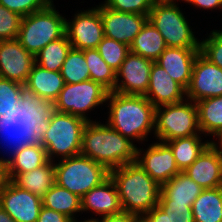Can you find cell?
Wrapping results in <instances>:
<instances>
[{"label": "cell", "instance_id": "cell-1", "mask_svg": "<svg viewBox=\"0 0 222 222\" xmlns=\"http://www.w3.org/2000/svg\"><path fill=\"white\" fill-rule=\"evenodd\" d=\"M87 123L80 117L43 107L34 110L28 131L45 148L48 159L54 162L55 156L65 159L80 155Z\"/></svg>", "mask_w": 222, "mask_h": 222}, {"label": "cell", "instance_id": "cell-2", "mask_svg": "<svg viewBox=\"0 0 222 222\" xmlns=\"http://www.w3.org/2000/svg\"><path fill=\"white\" fill-rule=\"evenodd\" d=\"M80 154L111 171L135 162L137 147L108 124L92 121L83 130Z\"/></svg>", "mask_w": 222, "mask_h": 222}, {"label": "cell", "instance_id": "cell-3", "mask_svg": "<svg viewBox=\"0 0 222 222\" xmlns=\"http://www.w3.org/2000/svg\"><path fill=\"white\" fill-rule=\"evenodd\" d=\"M107 124L130 140L144 141L155 129L156 107L145 97L109 92Z\"/></svg>", "mask_w": 222, "mask_h": 222}, {"label": "cell", "instance_id": "cell-4", "mask_svg": "<svg viewBox=\"0 0 222 222\" xmlns=\"http://www.w3.org/2000/svg\"><path fill=\"white\" fill-rule=\"evenodd\" d=\"M116 185L123 211L141 218L158 205L161 186L137 163H127L109 171Z\"/></svg>", "mask_w": 222, "mask_h": 222}, {"label": "cell", "instance_id": "cell-5", "mask_svg": "<svg viewBox=\"0 0 222 222\" xmlns=\"http://www.w3.org/2000/svg\"><path fill=\"white\" fill-rule=\"evenodd\" d=\"M50 2L44 9L22 17L17 39L32 55L65 34L66 19Z\"/></svg>", "mask_w": 222, "mask_h": 222}, {"label": "cell", "instance_id": "cell-6", "mask_svg": "<svg viewBox=\"0 0 222 222\" xmlns=\"http://www.w3.org/2000/svg\"><path fill=\"white\" fill-rule=\"evenodd\" d=\"M54 163L55 183L82 198L109 177V171L98 162L77 155Z\"/></svg>", "mask_w": 222, "mask_h": 222}, {"label": "cell", "instance_id": "cell-7", "mask_svg": "<svg viewBox=\"0 0 222 222\" xmlns=\"http://www.w3.org/2000/svg\"><path fill=\"white\" fill-rule=\"evenodd\" d=\"M148 20L160 32L167 47L200 48V41L175 0H156Z\"/></svg>", "mask_w": 222, "mask_h": 222}, {"label": "cell", "instance_id": "cell-8", "mask_svg": "<svg viewBox=\"0 0 222 222\" xmlns=\"http://www.w3.org/2000/svg\"><path fill=\"white\" fill-rule=\"evenodd\" d=\"M184 101L156 107L154 134L161 142L200 133L196 103Z\"/></svg>", "mask_w": 222, "mask_h": 222}, {"label": "cell", "instance_id": "cell-9", "mask_svg": "<svg viewBox=\"0 0 222 222\" xmlns=\"http://www.w3.org/2000/svg\"><path fill=\"white\" fill-rule=\"evenodd\" d=\"M33 114L24 85L0 77V134L28 131Z\"/></svg>", "mask_w": 222, "mask_h": 222}, {"label": "cell", "instance_id": "cell-10", "mask_svg": "<svg viewBox=\"0 0 222 222\" xmlns=\"http://www.w3.org/2000/svg\"><path fill=\"white\" fill-rule=\"evenodd\" d=\"M0 140L3 141V145L10 148L7 150L12 154L6 159L8 180L17 174L43 166L49 161L45 148L29 131L3 133L0 134Z\"/></svg>", "mask_w": 222, "mask_h": 222}, {"label": "cell", "instance_id": "cell-11", "mask_svg": "<svg viewBox=\"0 0 222 222\" xmlns=\"http://www.w3.org/2000/svg\"><path fill=\"white\" fill-rule=\"evenodd\" d=\"M108 93L109 91L105 87L91 79L74 84L65 83L50 108L92 122L86 116V112L105 103Z\"/></svg>", "mask_w": 222, "mask_h": 222}, {"label": "cell", "instance_id": "cell-12", "mask_svg": "<svg viewBox=\"0 0 222 222\" xmlns=\"http://www.w3.org/2000/svg\"><path fill=\"white\" fill-rule=\"evenodd\" d=\"M65 82L60 71H49L34 64L24 84L28 101L34 110L50 107Z\"/></svg>", "mask_w": 222, "mask_h": 222}, {"label": "cell", "instance_id": "cell-13", "mask_svg": "<svg viewBox=\"0 0 222 222\" xmlns=\"http://www.w3.org/2000/svg\"><path fill=\"white\" fill-rule=\"evenodd\" d=\"M65 33L73 49H96L105 37L99 9L94 7L81 11L71 22L66 19Z\"/></svg>", "mask_w": 222, "mask_h": 222}, {"label": "cell", "instance_id": "cell-14", "mask_svg": "<svg viewBox=\"0 0 222 222\" xmlns=\"http://www.w3.org/2000/svg\"><path fill=\"white\" fill-rule=\"evenodd\" d=\"M154 61L129 52L116 72L114 92L124 95L145 96ZM119 77L123 79L119 81ZM119 82V83H118Z\"/></svg>", "mask_w": 222, "mask_h": 222}, {"label": "cell", "instance_id": "cell-15", "mask_svg": "<svg viewBox=\"0 0 222 222\" xmlns=\"http://www.w3.org/2000/svg\"><path fill=\"white\" fill-rule=\"evenodd\" d=\"M42 197L8 180L0 193L2 207L15 222H37L42 208Z\"/></svg>", "mask_w": 222, "mask_h": 222}, {"label": "cell", "instance_id": "cell-16", "mask_svg": "<svg viewBox=\"0 0 222 222\" xmlns=\"http://www.w3.org/2000/svg\"><path fill=\"white\" fill-rule=\"evenodd\" d=\"M221 95L222 69L199 53L193 64L191 82L186 90V98L196 103L205 98Z\"/></svg>", "mask_w": 222, "mask_h": 222}, {"label": "cell", "instance_id": "cell-17", "mask_svg": "<svg viewBox=\"0 0 222 222\" xmlns=\"http://www.w3.org/2000/svg\"><path fill=\"white\" fill-rule=\"evenodd\" d=\"M103 21L104 35L130 47L148 20L147 15L114 11L103 4L96 6Z\"/></svg>", "mask_w": 222, "mask_h": 222}, {"label": "cell", "instance_id": "cell-18", "mask_svg": "<svg viewBox=\"0 0 222 222\" xmlns=\"http://www.w3.org/2000/svg\"><path fill=\"white\" fill-rule=\"evenodd\" d=\"M149 145L141 155V149L137 148L136 163L160 186L172 179L180 171L175 163L174 155L170 147L159 141ZM142 156V157H141Z\"/></svg>", "mask_w": 222, "mask_h": 222}, {"label": "cell", "instance_id": "cell-19", "mask_svg": "<svg viewBox=\"0 0 222 222\" xmlns=\"http://www.w3.org/2000/svg\"><path fill=\"white\" fill-rule=\"evenodd\" d=\"M34 64L35 56L17 38L0 41V77L24 85Z\"/></svg>", "mask_w": 222, "mask_h": 222}, {"label": "cell", "instance_id": "cell-20", "mask_svg": "<svg viewBox=\"0 0 222 222\" xmlns=\"http://www.w3.org/2000/svg\"><path fill=\"white\" fill-rule=\"evenodd\" d=\"M184 173L203 189L222 186V152L211 143Z\"/></svg>", "mask_w": 222, "mask_h": 222}, {"label": "cell", "instance_id": "cell-21", "mask_svg": "<svg viewBox=\"0 0 222 222\" xmlns=\"http://www.w3.org/2000/svg\"><path fill=\"white\" fill-rule=\"evenodd\" d=\"M184 95L186 96V90L164 68L153 62L145 97L155 107H159L186 100Z\"/></svg>", "mask_w": 222, "mask_h": 222}, {"label": "cell", "instance_id": "cell-22", "mask_svg": "<svg viewBox=\"0 0 222 222\" xmlns=\"http://www.w3.org/2000/svg\"><path fill=\"white\" fill-rule=\"evenodd\" d=\"M200 48L167 47L155 61L185 90L190 85L192 69Z\"/></svg>", "mask_w": 222, "mask_h": 222}, {"label": "cell", "instance_id": "cell-23", "mask_svg": "<svg viewBox=\"0 0 222 222\" xmlns=\"http://www.w3.org/2000/svg\"><path fill=\"white\" fill-rule=\"evenodd\" d=\"M81 210H91L102 217L123 211L116 185L110 176L81 198Z\"/></svg>", "mask_w": 222, "mask_h": 222}, {"label": "cell", "instance_id": "cell-24", "mask_svg": "<svg viewBox=\"0 0 222 222\" xmlns=\"http://www.w3.org/2000/svg\"><path fill=\"white\" fill-rule=\"evenodd\" d=\"M203 190L187 174L179 172L161 185L160 199L164 203L187 204L192 208L193 202Z\"/></svg>", "mask_w": 222, "mask_h": 222}, {"label": "cell", "instance_id": "cell-25", "mask_svg": "<svg viewBox=\"0 0 222 222\" xmlns=\"http://www.w3.org/2000/svg\"><path fill=\"white\" fill-rule=\"evenodd\" d=\"M11 180L20 188L43 197L55 184L54 163L49 160L45 165L17 174Z\"/></svg>", "mask_w": 222, "mask_h": 222}, {"label": "cell", "instance_id": "cell-26", "mask_svg": "<svg viewBox=\"0 0 222 222\" xmlns=\"http://www.w3.org/2000/svg\"><path fill=\"white\" fill-rule=\"evenodd\" d=\"M166 48L160 32L147 20L130 45V52L155 62Z\"/></svg>", "mask_w": 222, "mask_h": 222}, {"label": "cell", "instance_id": "cell-27", "mask_svg": "<svg viewBox=\"0 0 222 222\" xmlns=\"http://www.w3.org/2000/svg\"><path fill=\"white\" fill-rule=\"evenodd\" d=\"M195 222H222V186L204 189L192 204Z\"/></svg>", "mask_w": 222, "mask_h": 222}, {"label": "cell", "instance_id": "cell-28", "mask_svg": "<svg viewBox=\"0 0 222 222\" xmlns=\"http://www.w3.org/2000/svg\"><path fill=\"white\" fill-rule=\"evenodd\" d=\"M200 134L165 142L172 150L180 172H184L191 166L197 157L212 143L211 141L201 142Z\"/></svg>", "mask_w": 222, "mask_h": 222}, {"label": "cell", "instance_id": "cell-29", "mask_svg": "<svg viewBox=\"0 0 222 222\" xmlns=\"http://www.w3.org/2000/svg\"><path fill=\"white\" fill-rule=\"evenodd\" d=\"M42 205L67 216L71 220L75 218L74 213L82 212L81 198L56 183L42 197Z\"/></svg>", "mask_w": 222, "mask_h": 222}, {"label": "cell", "instance_id": "cell-30", "mask_svg": "<svg viewBox=\"0 0 222 222\" xmlns=\"http://www.w3.org/2000/svg\"><path fill=\"white\" fill-rule=\"evenodd\" d=\"M200 132L217 136L222 131V95L196 102Z\"/></svg>", "mask_w": 222, "mask_h": 222}, {"label": "cell", "instance_id": "cell-31", "mask_svg": "<svg viewBox=\"0 0 222 222\" xmlns=\"http://www.w3.org/2000/svg\"><path fill=\"white\" fill-rule=\"evenodd\" d=\"M72 46L66 33L48 43L35 55V63L49 71H61L62 65Z\"/></svg>", "mask_w": 222, "mask_h": 222}, {"label": "cell", "instance_id": "cell-32", "mask_svg": "<svg viewBox=\"0 0 222 222\" xmlns=\"http://www.w3.org/2000/svg\"><path fill=\"white\" fill-rule=\"evenodd\" d=\"M84 57L88 65L90 79L100 83L109 92L114 91L116 72L101 57L97 49L84 50Z\"/></svg>", "mask_w": 222, "mask_h": 222}, {"label": "cell", "instance_id": "cell-33", "mask_svg": "<svg viewBox=\"0 0 222 222\" xmlns=\"http://www.w3.org/2000/svg\"><path fill=\"white\" fill-rule=\"evenodd\" d=\"M61 75L66 84L80 83L90 79L84 50L71 48L61 68Z\"/></svg>", "mask_w": 222, "mask_h": 222}, {"label": "cell", "instance_id": "cell-34", "mask_svg": "<svg viewBox=\"0 0 222 222\" xmlns=\"http://www.w3.org/2000/svg\"><path fill=\"white\" fill-rule=\"evenodd\" d=\"M96 49L115 72L120 69L122 62L130 52V47L128 45L107 37L102 39Z\"/></svg>", "mask_w": 222, "mask_h": 222}, {"label": "cell", "instance_id": "cell-35", "mask_svg": "<svg viewBox=\"0 0 222 222\" xmlns=\"http://www.w3.org/2000/svg\"><path fill=\"white\" fill-rule=\"evenodd\" d=\"M200 53L222 69V32L220 30H213L205 40L200 42Z\"/></svg>", "mask_w": 222, "mask_h": 222}, {"label": "cell", "instance_id": "cell-36", "mask_svg": "<svg viewBox=\"0 0 222 222\" xmlns=\"http://www.w3.org/2000/svg\"><path fill=\"white\" fill-rule=\"evenodd\" d=\"M156 0H105L104 6L114 11L149 15Z\"/></svg>", "mask_w": 222, "mask_h": 222}, {"label": "cell", "instance_id": "cell-37", "mask_svg": "<svg viewBox=\"0 0 222 222\" xmlns=\"http://www.w3.org/2000/svg\"><path fill=\"white\" fill-rule=\"evenodd\" d=\"M22 16L0 5V41L16 39Z\"/></svg>", "mask_w": 222, "mask_h": 222}, {"label": "cell", "instance_id": "cell-38", "mask_svg": "<svg viewBox=\"0 0 222 222\" xmlns=\"http://www.w3.org/2000/svg\"><path fill=\"white\" fill-rule=\"evenodd\" d=\"M53 0H0V5L22 17L44 9Z\"/></svg>", "mask_w": 222, "mask_h": 222}, {"label": "cell", "instance_id": "cell-39", "mask_svg": "<svg viewBox=\"0 0 222 222\" xmlns=\"http://www.w3.org/2000/svg\"><path fill=\"white\" fill-rule=\"evenodd\" d=\"M158 206L168 214L170 222H195L192 208L187 204L164 203L159 198Z\"/></svg>", "mask_w": 222, "mask_h": 222}, {"label": "cell", "instance_id": "cell-40", "mask_svg": "<svg viewBox=\"0 0 222 222\" xmlns=\"http://www.w3.org/2000/svg\"><path fill=\"white\" fill-rule=\"evenodd\" d=\"M37 222H71V219L57 211L42 206Z\"/></svg>", "mask_w": 222, "mask_h": 222}, {"label": "cell", "instance_id": "cell-41", "mask_svg": "<svg viewBox=\"0 0 222 222\" xmlns=\"http://www.w3.org/2000/svg\"><path fill=\"white\" fill-rule=\"evenodd\" d=\"M143 222H170L166 214L158 205L145 213L141 218Z\"/></svg>", "mask_w": 222, "mask_h": 222}, {"label": "cell", "instance_id": "cell-42", "mask_svg": "<svg viewBox=\"0 0 222 222\" xmlns=\"http://www.w3.org/2000/svg\"><path fill=\"white\" fill-rule=\"evenodd\" d=\"M139 219L135 214L122 211L117 214L101 217V222H137Z\"/></svg>", "mask_w": 222, "mask_h": 222}, {"label": "cell", "instance_id": "cell-43", "mask_svg": "<svg viewBox=\"0 0 222 222\" xmlns=\"http://www.w3.org/2000/svg\"><path fill=\"white\" fill-rule=\"evenodd\" d=\"M187 3H191L198 8L204 9H222V0H183Z\"/></svg>", "mask_w": 222, "mask_h": 222}, {"label": "cell", "instance_id": "cell-44", "mask_svg": "<svg viewBox=\"0 0 222 222\" xmlns=\"http://www.w3.org/2000/svg\"><path fill=\"white\" fill-rule=\"evenodd\" d=\"M8 181L7 178V168H6V158H0V193L2 192L6 182Z\"/></svg>", "mask_w": 222, "mask_h": 222}, {"label": "cell", "instance_id": "cell-45", "mask_svg": "<svg viewBox=\"0 0 222 222\" xmlns=\"http://www.w3.org/2000/svg\"><path fill=\"white\" fill-rule=\"evenodd\" d=\"M0 222H15L2 207H0Z\"/></svg>", "mask_w": 222, "mask_h": 222}, {"label": "cell", "instance_id": "cell-46", "mask_svg": "<svg viewBox=\"0 0 222 222\" xmlns=\"http://www.w3.org/2000/svg\"><path fill=\"white\" fill-rule=\"evenodd\" d=\"M71 222H78V221H76V219L74 218L73 220H71ZM80 222H101V219H99V220H98V218L97 219H88V220L84 219V221H80Z\"/></svg>", "mask_w": 222, "mask_h": 222}, {"label": "cell", "instance_id": "cell-47", "mask_svg": "<svg viewBox=\"0 0 222 222\" xmlns=\"http://www.w3.org/2000/svg\"><path fill=\"white\" fill-rule=\"evenodd\" d=\"M211 142L217 149H219L222 152V145L218 146L217 144H219V143L214 142V140L213 141L211 140Z\"/></svg>", "mask_w": 222, "mask_h": 222}, {"label": "cell", "instance_id": "cell-48", "mask_svg": "<svg viewBox=\"0 0 222 222\" xmlns=\"http://www.w3.org/2000/svg\"><path fill=\"white\" fill-rule=\"evenodd\" d=\"M217 138L219 140V145H222V131L217 135Z\"/></svg>", "mask_w": 222, "mask_h": 222}]
</instances>
